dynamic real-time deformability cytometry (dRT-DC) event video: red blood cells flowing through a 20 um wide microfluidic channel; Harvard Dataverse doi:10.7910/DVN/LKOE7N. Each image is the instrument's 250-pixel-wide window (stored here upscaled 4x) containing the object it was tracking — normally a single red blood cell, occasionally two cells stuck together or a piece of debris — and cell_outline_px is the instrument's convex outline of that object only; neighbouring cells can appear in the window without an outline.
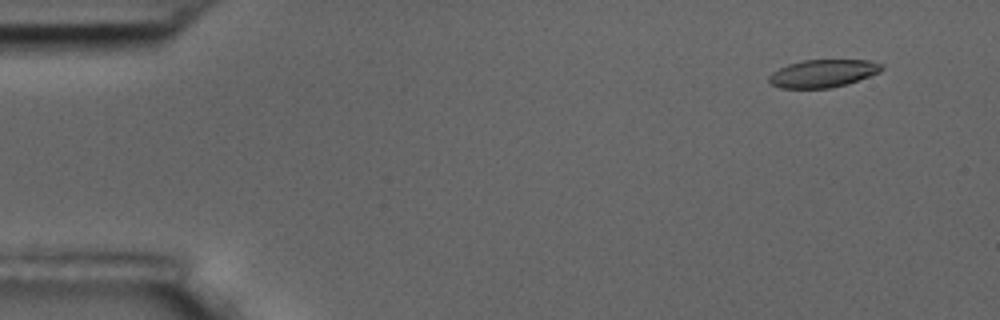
{"species": "common noctule bat (a hibernating species)", "species_latin": "Nyctalus noctula", "temperature_condition": "room temperature", "stored_images_in_passage": 22, "camera_frame_rate_fps": 3000, "um_per_image_px": 0.085, "animal": {"sex": "male", "body_mass_g": 17.5, "forearm_length_mm": 52.3}, "frame": {"image": 1, "passage_image": 5, "time_ms": 1.333, "image_size_px": [1000, 320], "cell_outline_px": [[884, 68], [880, 72], [848, 84], [832, 88], [780, 88], [772, 84], [768, 80], [768, 76], [772, 72], [788, 64], [804, 60], [868, 60], [884, 64]], "centroid_in_image_um": [69.97, 6.24], "position_along_channel_um": 15.0, "area_um2": 18.32}}
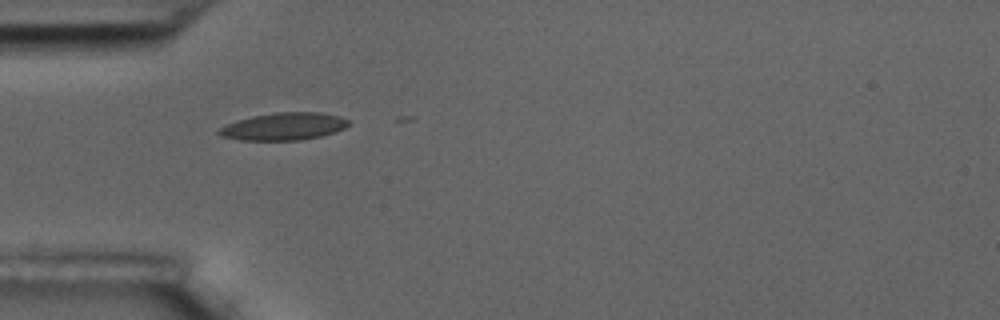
{"frame": {"image": 2, "passage_image": 18, "time_ms": 5.667, "image_size_px": [1000, 320], "cell_outline_px": [[352, 124], [336, 132], [320, 136], [300, 140], [240, 140], [220, 136], [216, 132], [220, 128], [228, 124], [252, 116], [276, 112], [320, 112], [340, 116], [348, 120]], "centroid_in_image_um": [24.16, 10.74], "position_along_channel_um": 60.8, "area_um2": 20.69}}